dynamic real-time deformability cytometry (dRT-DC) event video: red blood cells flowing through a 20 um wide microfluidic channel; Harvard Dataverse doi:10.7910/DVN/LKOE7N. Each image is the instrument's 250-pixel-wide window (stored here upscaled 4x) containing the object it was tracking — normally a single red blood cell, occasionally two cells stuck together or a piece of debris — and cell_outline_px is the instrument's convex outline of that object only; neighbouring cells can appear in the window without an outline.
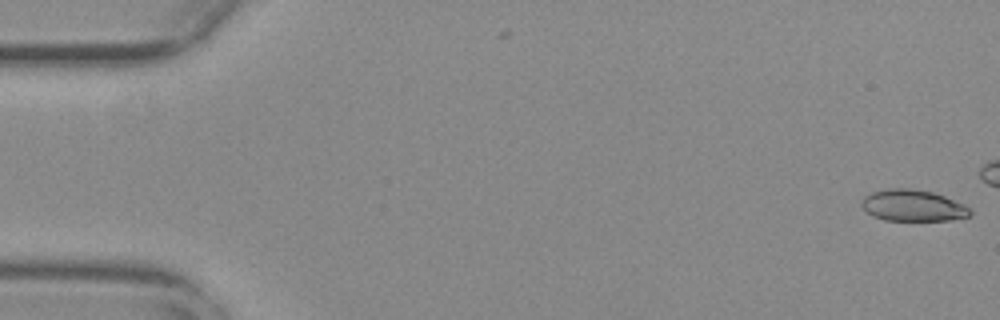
{"species": "common noctule bat (a hibernating species)", "species_latin": "Nyctalus noctula", "temperature_condition": "warm", "stored_images_in_passage": 2, "camera_frame_rate_fps": 3000, "um_per_image_px": 0.085, "animal": {"sex": "female", "body_mass_g": 29.2, "forearm_length_mm": 56.3}, "frame": {"image": 1, "passage_image": 2, "time_ms": 0.333, "image_size_px": [1000, 320], "cell_outline_px": [[972, 212], [968, 216], [948, 220], [884, 220], [872, 216], [860, 204], [864, 196], [872, 192], [888, 188], [912, 188], [932, 192], [944, 196], [964, 204]], "centroid_in_image_um": [77.56, 17.46], "position_along_channel_um": 7.4, "area_um2": 19.77}}